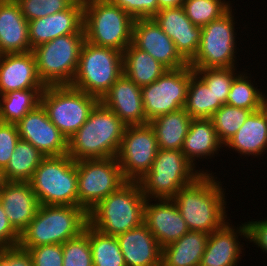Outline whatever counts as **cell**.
Returning <instances> with one entry per match:
<instances>
[{
  "label": "cell",
  "mask_w": 267,
  "mask_h": 266,
  "mask_svg": "<svg viewBox=\"0 0 267 266\" xmlns=\"http://www.w3.org/2000/svg\"><path fill=\"white\" fill-rule=\"evenodd\" d=\"M261 219V220H260ZM258 219L246 220L248 228V243H252L258 250L267 254V217ZM264 219V220H263ZM255 220V221H254ZM254 244V245H253Z\"/></svg>",
  "instance_id": "ee69618b"
},
{
  "label": "cell",
  "mask_w": 267,
  "mask_h": 266,
  "mask_svg": "<svg viewBox=\"0 0 267 266\" xmlns=\"http://www.w3.org/2000/svg\"><path fill=\"white\" fill-rule=\"evenodd\" d=\"M221 181L218 173L202 174L172 198L190 231L210 234L230 220L226 206L229 193Z\"/></svg>",
  "instance_id": "6da1fadb"
},
{
  "label": "cell",
  "mask_w": 267,
  "mask_h": 266,
  "mask_svg": "<svg viewBox=\"0 0 267 266\" xmlns=\"http://www.w3.org/2000/svg\"><path fill=\"white\" fill-rule=\"evenodd\" d=\"M98 102L96 96L70 85H48L40 96L49 119L67 140L87 121Z\"/></svg>",
  "instance_id": "8fae6325"
},
{
  "label": "cell",
  "mask_w": 267,
  "mask_h": 266,
  "mask_svg": "<svg viewBox=\"0 0 267 266\" xmlns=\"http://www.w3.org/2000/svg\"><path fill=\"white\" fill-rule=\"evenodd\" d=\"M83 3L85 40L123 53L132 43L135 19L109 0H83Z\"/></svg>",
  "instance_id": "5b68a950"
},
{
  "label": "cell",
  "mask_w": 267,
  "mask_h": 266,
  "mask_svg": "<svg viewBox=\"0 0 267 266\" xmlns=\"http://www.w3.org/2000/svg\"><path fill=\"white\" fill-rule=\"evenodd\" d=\"M252 110L222 105L210 118L223 146L237 133Z\"/></svg>",
  "instance_id": "d590c367"
},
{
  "label": "cell",
  "mask_w": 267,
  "mask_h": 266,
  "mask_svg": "<svg viewBox=\"0 0 267 266\" xmlns=\"http://www.w3.org/2000/svg\"><path fill=\"white\" fill-rule=\"evenodd\" d=\"M145 202L139 182L126 181L88 212V224L116 237L144 222Z\"/></svg>",
  "instance_id": "3957f363"
},
{
  "label": "cell",
  "mask_w": 267,
  "mask_h": 266,
  "mask_svg": "<svg viewBox=\"0 0 267 266\" xmlns=\"http://www.w3.org/2000/svg\"><path fill=\"white\" fill-rule=\"evenodd\" d=\"M83 9V0H76L61 12L28 21L31 49L58 36L79 33L83 29Z\"/></svg>",
  "instance_id": "d6986e66"
},
{
  "label": "cell",
  "mask_w": 267,
  "mask_h": 266,
  "mask_svg": "<svg viewBox=\"0 0 267 266\" xmlns=\"http://www.w3.org/2000/svg\"><path fill=\"white\" fill-rule=\"evenodd\" d=\"M185 0H158V11L164 8L183 6Z\"/></svg>",
  "instance_id": "7dc6e473"
},
{
  "label": "cell",
  "mask_w": 267,
  "mask_h": 266,
  "mask_svg": "<svg viewBox=\"0 0 267 266\" xmlns=\"http://www.w3.org/2000/svg\"><path fill=\"white\" fill-rule=\"evenodd\" d=\"M132 43L146 51L167 69L189 65L179 54L173 40L165 34L153 18H138L133 24Z\"/></svg>",
  "instance_id": "e0dca14e"
},
{
  "label": "cell",
  "mask_w": 267,
  "mask_h": 266,
  "mask_svg": "<svg viewBox=\"0 0 267 266\" xmlns=\"http://www.w3.org/2000/svg\"><path fill=\"white\" fill-rule=\"evenodd\" d=\"M208 233L189 231L162 248L161 266H199L206 249Z\"/></svg>",
  "instance_id": "83f0119b"
},
{
  "label": "cell",
  "mask_w": 267,
  "mask_h": 266,
  "mask_svg": "<svg viewBox=\"0 0 267 266\" xmlns=\"http://www.w3.org/2000/svg\"><path fill=\"white\" fill-rule=\"evenodd\" d=\"M16 126L20 139L31 143L45 157L67 154V138L51 122L41 103L29 111Z\"/></svg>",
  "instance_id": "9a60e30c"
},
{
  "label": "cell",
  "mask_w": 267,
  "mask_h": 266,
  "mask_svg": "<svg viewBox=\"0 0 267 266\" xmlns=\"http://www.w3.org/2000/svg\"><path fill=\"white\" fill-rule=\"evenodd\" d=\"M45 88L32 51L0 55V95L15 90Z\"/></svg>",
  "instance_id": "603a6c76"
},
{
  "label": "cell",
  "mask_w": 267,
  "mask_h": 266,
  "mask_svg": "<svg viewBox=\"0 0 267 266\" xmlns=\"http://www.w3.org/2000/svg\"><path fill=\"white\" fill-rule=\"evenodd\" d=\"M99 101L112 110L126 126L149 123L145 116L141 87L124 73Z\"/></svg>",
  "instance_id": "44dd1931"
},
{
  "label": "cell",
  "mask_w": 267,
  "mask_h": 266,
  "mask_svg": "<svg viewBox=\"0 0 267 266\" xmlns=\"http://www.w3.org/2000/svg\"><path fill=\"white\" fill-rule=\"evenodd\" d=\"M87 224L88 213L80 206L39 205L34 219L20 233L18 246L64 244L83 232Z\"/></svg>",
  "instance_id": "277c9868"
},
{
  "label": "cell",
  "mask_w": 267,
  "mask_h": 266,
  "mask_svg": "<svg viewBox=\"0 0 267 266\" xmlns=\"http://www.w3.org/2000/svg\"><path fill=\"white\" fill-rule=\"evenodd\" d=\"M227 148V149H226ZM225 153L236 152L238 159L259 160L267 153V114L263 108L252 112L237 133L224 145ZM229 150V151H227ZM242 156H244L242 158ZM253 157V158H252Z\"/></svg>",
  "instance_id": "484cf974"
},
{
  "label": "cell",
  "mask_w": 267,
  "mask_h": 266,
  "mask_svg": "<svg viewBox=\"0 0 267 266\" xmlns=\"http://www.w3.org/2000/svg\"><path fill=\"white\" fill-rule=\"evenodd\" d=\"M116 238L126 266L162 265V247L144 222Z\"/></svg>",
  "instance_id": "cb8c5ba5"
},
{
  "label": "cell",
  "mask_w": 267,
  "mask_h": 266,
  "mask_svg": "<svg viewBox=\"0 0 267 266\" xmlns=\"http://www.w3.org/2000/svg\"><path fill=\"white\" fill-rule=\"evenodd\" d=\"M222 105L219 100H216L212 90L192 68V77L187 89L184 110L192 119H210Z\"/></svg>",
  "instance_id": "1f68e13d"
},
{
  "label": "cell",
  "mask_w": 267,
  "mask_h": 266,
  "mask_svg": "<svg viewBox=\"0 0 267 266\" xmlns=\"http://www.w3.org/2000/svg\"><path fill=\"white\" fill-rule=\"evenodd\" d=\"M0 202L13 228L20 234L34 219L39 207L30 182L7 181Z\"/></svg>",
  "instance_id": "d4e9b609"
},
{
  "label": "cell",
  "mask_w": 267,
  "mask_h": 266,
  "mask_svg": "<svg viewBox=\"0 0 267 266\" xmlns=\"http://www.w3.org/2000/svg\"><path fill=\"white\" fill-rule=\"evenodd\" d=\"M233 6L220 18L202 27L198 51L189 62L192 68H230L240 67L237 60H242L237 47L239 26L237 13ZM236 27V28H235ZM238 32V33H237ZM238 34V35H237ZM238 39V40H236ZM238 56V58H237ZM240 58V59H239ZM238 63V64H237Z\"/></svg>",
  "instance_id": "8992f818"
},
{
  "label": "cell",
  "mask_w": 267,
  "mask_h": 266,
  "mask_svg": "<svg viewBox=\"0 0 267 266\" xmlns=\"http://www.w3.org/2000/svg\"><path fill=\"white\" fill-rule=\"evenodd\" d=\"M152 18L173 40L179 54L189 63L198 51L202 27L192 23L183 6L160 9Z\"/></svg>",
  "instance_id": "ffe728a7"
},
{
  "label": "cell",
  "mask_w": 267,
  "mask_h": 266,
  "mask_svg": "<svg viewBox=\"0 0 267 266\" xmlns=\"http://www.w3.org/2000/svg\"><path fill=\"white\" fill-rule=\"evenodd\" d=\"M134 19L152 18L158 12V0H109Z\"/></svg>",
  "instance_id": "7bdbcfd3"
},
{
  "label": "cell",
  "mask_w": 267,
  "mask_h": 266,
  "mask_svg": "<svg viewBox=\"0 0 267 266\" xmlns=\"http://www.w3.org/2000/svg\"><path fill=\"white\" fill-rule=\"evenodd\" d=\"M32 51L28 21L16 0L0 2V55Z\"/></svg>",
  "instance_id": "4316f807"
},
{
  "label": "cell",
  "mask_w": 267,
  "mask_h": 266,
  "mask_svg": "<svg viewBox=\"0 0 267 266\" xmlns=\"http://www.w3.org/2000/svg\"><path fill=\"white\" fill-rule=\"evenodd\" d=\"M168 69L133 43L123 51V73L142 87L155 82Z\"/></svg>",
  "instance_id": "f546056e"
},
{
  "label": "cell",
  "mask_w": 267,
  "mask_h": 266,
  "mask_svg": "<svg viewBox=\"0 0 267 266\" xmlns=\"http://www.w3.org/2000/svg\"><path fill=\"white\" fill-rule=\"evenodd\" d=\"M7 180L5 178L4 170L0 168V192L4 188V185L6 184Z\"/></svg>",
  "instance_id": "c3c4849f"
},
{
  "label": "cell",
  "mask_w": 267,
  "mask_h": 266,
  "mask_svg": "<svg viewBox=\"0 0 267 266\" xmlns=\"http://www.w3.org/2000/svg\"><path fill=\"white\" fill-rule=\"evenodd\" d=\"M20 140L16 124L0 122V168L5 169Z\"/></svg>",
  "instance_id": "b9f144b4"
},
{
  "label": "cell",
  "mask_w": 267,
  "mask_h": 266,
  "mask_svg": "<svg viewBox=\"0 0 267 266\" xmlns=\"http://www.w3.org/2000/svg\"><path fill=\"white\" fill-rule=\"evenodd\" d=\"M90 246L93 266H126L118 240L90 226Z\"/></svg>",
  "instance_id": "e575fe53"
},
{
  "label": "cell",
  "mask_w": 267,
  "mask_h": 266,
  "mask_svg": "<svg viewBox=\"0 0 267 266\" xmlns=\"http://www.w3.org/2000/svg\"><path fill=\"white\" fill-rule=\"evenodd\" d=\"M223 148L224 146L218 139L211 119L199 118L191 120L181 152L198 171L202 174H216V172L210 171L209 166L211 165L202 164L203 167L200 169L201 162L215 158L216 155L220 157L219 151L222 155ZM204 166L208 168L204 169Z\"/></svg>",
  "instance_id": "7402d4cb"
},
{
  "label": "cell",
  "mask_w": 267,
  "mask_h": 266,
  "mask_svg": "<svg viewBox=\"0 0 267 266\" xmlns=\"http://www.w3.org/2000/svg\"><path fill=\"white\" fill-rule=\"evenodd\" d=\"M230 0H185L183 8L186 16L198 27H203L220 18L232 6Z\"/></svg>",
  "instance_id": "8d00e7d4"
},
{
  "label": "cell",
  "mask_w": 267,
  "mask_h": 266,
  "mask_svg": "<svg viewBox=\"0 0 267 266\" xmlns=\"http://www.w3.org/2000/svg\"><path fill=\"white\" fill-rule=\"evenodd\" d=\"M0 266H3L1 256H0Z\"/></svg>",
  "instance_id": "f907efd6"
},
{
  "label": "cell",
  "mask_w": 267,
  "mask_h": 266,
  "mask_svg": "<svg viewBox=\"0 0 267 266\" xmlns=\"http://www.w3.org/2000/svg\"><path fill=\"white\" fill-rule=\"evenodd\" d=\"M158 150L156 134L149 123L126 126L116 156L125 180H141L151 169Z\"/></svg>",
  "instance_id": "5bb4252c"
},
{
  "label": "cell",
  "mask_w": 267,
  "mask_h": 266,
  "mask_svg": "<svg viewBox=\"0 0 267 266\" xmlns=\"http://www.w3.org/2000/svg\"><path fill=\"white\" fill-rule=\"evenodd\" d=\"M26 249L33 266H63L62 244H47Z\"/></svg>",
  "instance_id": "60d3db41"
},
{
  "label": "cell",
  "mask_w": 267,
  "mask_h": 266,
  "mask_svg": "<svg viewBox=\"0 0 267 266\" xmlns=\"http://www.w3.org/2000/svg\"><path fill=\"white\" fill-rule=\"evenodd\" d=\"M43 91L44 89L15 90L0 95V122L17 124L40 104Z\"/></svg>",
  "instance_id": "836d02e7"
},
{
  "label": "cell",
  "mask_w": 267,
  "mask_h": 266,
  "mask_svg": "<svg viewBox=\"0 0 267 266\" xmlns=\"http://www.w3.org/2000/svg\"><path fill=\"white\" fill-rule=\"evenodd\" d=\"M201 175L181 150L159 148L151 169L138 182L146 199H172Z\"/></svg>",
  "instance_id": "9c48e42d"
},
{
  "label": "cell",
  "mask_w": 267,
  "mask_h": 266,
  "mask_svg": "<svg viewBox=\"0 0 267 266\" xmlns=\"http://www.w3.org/2000/svg\"><path fill=\"white\" fill-rule=\"evenodd\" d=\"M20 234L13 228L0 202V248L18 246Z\"/></svg>",
  "instance_id": "bcb514c9"
},
{
  "label": "cell",
  "mask_w": 267,
  "mask_h": 266,
  "mask_svg": "<svg viewBox=\"0 0 267 266\" xmlns=\"http://www.w3.org/2000/svg\"><path fill=\"white\" fill-rule=\"evenodd\" d=\"M192 77L190 65L168 69L155 82L142 86L141 95L146 119H152L184 108Z\"/></svg>",
  "instance_id": "4fadbf2b"
},
{
  "label": "cell",
  "mask_w": 267,
  "mask_h": 266,
  "mask_svg": "<svg viewBox=\"0 0 267 266\" xmlns=\"http://www.w3.org/2000/svg\"><path fill=\"white\" fill-rule=\"evenodd\" d=\"M77 181L78 206L87 213L126 182L116 157L77 161Z\"/></svg>",
  "instance_id": "7c38bea8"
},
{
  "label": "cell",
  "mask_w": 267,
  "mask_h": 266,
  "mask_svg": "<svg viewBox=\"0 0 267 266\" xmlns=\"http://www.w3.org/2000/svg\"><path fill=\"white\" fill-rule=\"evenodd\" d=\"M45 156L31 143L20 139L4 169L7 181L29 182Z\"/></svg>",
  "instance_id": "4dcf8cb0"
},
{
  "label": "cell",
  "mask_w": 267,
  "mask_h": 266,
  "mask_svg": "<svg viewBox=\"0 0 267 266\" xmlns=\"http://www.w3.org/2000/svg\"><path fill=\"white\" fill-rule=\"evenodd\" d=\"M126 125L100 101L87 121L68 139L67 154L74 160L116 157Z\"/></svg>",
  "instance_id": "7a4b0ae2"
},
{
  "label": "cell",
  "mask_w": 267,
  "mask_h": 266,
  "mask_svg": "<svg viewBox=\"0 0 267 266\" xmlns=\"http://www.w3.org/2000/svg\"><path fill=\"white\" fill-rule=\"evenodd\" d=\"M144 223L162 248L190 231L172 199H146Z\"/></svg>",
  "instance_id": "ac0fdd59"
},
{
  "label": "cell",
  "mask_w": 267,
  "mask_h": 266,
  "mask_svg": "<svg viewBox=\"0 0 267 266\" xmlns=\"http://www.w3.org/2000/svg\"><path fill=\"white\" fill-rule=\"evenodd\" d=\"M123 74V53L84 41L70 86L99 100Z\"/></svg>",
  "instance_id": "ba28073f"
},
{
  "label": "cell",
  "mask_w": 267,
  "mask_h": 266,
  "mask_svg": "<svg viewBox=\"0 0 267 266\" xmlns=\"http://www.w3.org/2000/svg\"><path fill=\"white\" fill-rule=\"evenodd\" d=\"M3 266H33L29 252L19 246L0 248Z\"/></svg>",
  "instance_id": "f6af8a7d"
},
{
  "label": "cell",
  "mask_w": 267,
  "mask_h": 266,
  "mask_svg": "<svg viewBox=\"0 0 267 266\" xmlns=\"http://www.w3.org/2000/svg\"><path fill=\"white\" fill-rule=\"evenodd\" d=\"M84 41L82 29L77 34L58 36L32 49L38 75L46 86L71 84Z\"/></svg>",
  "instance_id": "30bf717a"
},
{
  "label": "cell",
  "mask_w": 267,
  "mask_h": 266,
  "mask_svg": "<svg viewBox=\"0 0 267 266\" xmlns=\"http://www.w3.org/2000/svg\"><path fill=\"white\" fill-rule=\"evenodd\" d=\"M238 68H193V70L212 90L216 100L224 105L234 78L241 72Z\"/></svg>",
  "instance_id": "74e56055"
},
{
  "label": "cell",
  "mask_w": 267,
  "mask_h": 266,
  "mask_svg": "<svg viewBox=\"0 0 267 266\" xmlns=\"http://www.w3.org/2000/svg\"><path fill=\"white\" fill-rule=\"evenodd\" d=\"M242 70L234 78L231 84L226 104L233 107L252 110L253 112L258 111L263 107L264 91L266 90H264V88L261 89V86L257 85L260 83L255 82L256 79L254 76L252 77L251 72L248 73L249 70H245L244 66Z\"/></svg>",
  "instance_id": "d6a6232c"
},
{
  "label": "cell",
  "mask_w": 267,
  "mask_h": 266,
  "mask_svg": "<svg viewBox=\"0 0 267 266\" xmlns=\"http://www.w3.org/2000/svg\"><path fill=\"white\" fill-rule=\"evenodd\" d=\"M265 94H264V97H263V107L262 108L265 110V112L267 114V89L265 91Z\"/></svg>",
  "instance_id": "681fc988"
},
{
  "label": "cell",
  "mask_w": 267,
  "mask_h": 266,
  "mask_svg": "<svg viewBox=\"0 0 267 266\" xmlns=\"http://www.w3.org/2000/svg\"><path fill=\"white\" fill-rule=\"evenodd\" d=\"M29 182L39 205L78 206L77 161L68 154L45 157Z\"/></svg>",
  "instance_id": "52a82bcc"
},
{
  "label": "cell",
  "mask_w": 267,
  "mask_h": 266,
  "mask_svg": "<svg viewBox=\"0 0 267 266\" xmlns=\"http://www.w3.org/2000/svg\"><path fill=\"white\" fill-rule=\"evenodd\" d=\"M63 266H93L90 246V225L78 236L62 244Z\"/></svg>",
  "instance_id": "f35d334b"
},
{
  "label": "cell",
  "mask_w": 267,
  "mask_h": 266,
  "mask_svg": "<svg viewBox=\"0 0 267 266\" xmlns=\"http://www.w3.org/2000/svg\"><path fill=\"white\" fill-rule=\"evenodd\" d=\"M76 0H16L27 21L61 12Z\"/></svg>",
  "instance_id": "ab89813d"
},
{
  "label": "cell",
  "mask_w": 267,
  "mask_h": 266,
  "mask_svg": "<svg viewBox=\"0 0 267 266\" xmlns=\"http://www.w3.org/2000/svg\"><path fill=\"white\" fill-rule=\"evenodd\" d=\"M192 118L181 108L152 119L149 124L155 131L158 147L181 150Z\"/></svg>",
  "instance_id": "f1b7e54d"
},
{
  "label": "cell",
  "mask_w": 267,
  "mask_h": 266,
  "mask_svg": "<svg viewBox=\"0 0 267 266\" xmlns=\"http://www.w3.org/2000/svg\"><path fill=\"white\" fill-rule=\"evenodd\" d=\"M231 221L230 219L220 229L209 234L206 249L199 266L242 265L240 263H242L241 260L245 256L246 248L244 247L245 243L241 242V240L244 238L243 241L248 242V228L246 221L244 223L240 222L241 224L237 226Z\"/></svg>",
  "instance_id": "2e32d148"
}]
</instances>
